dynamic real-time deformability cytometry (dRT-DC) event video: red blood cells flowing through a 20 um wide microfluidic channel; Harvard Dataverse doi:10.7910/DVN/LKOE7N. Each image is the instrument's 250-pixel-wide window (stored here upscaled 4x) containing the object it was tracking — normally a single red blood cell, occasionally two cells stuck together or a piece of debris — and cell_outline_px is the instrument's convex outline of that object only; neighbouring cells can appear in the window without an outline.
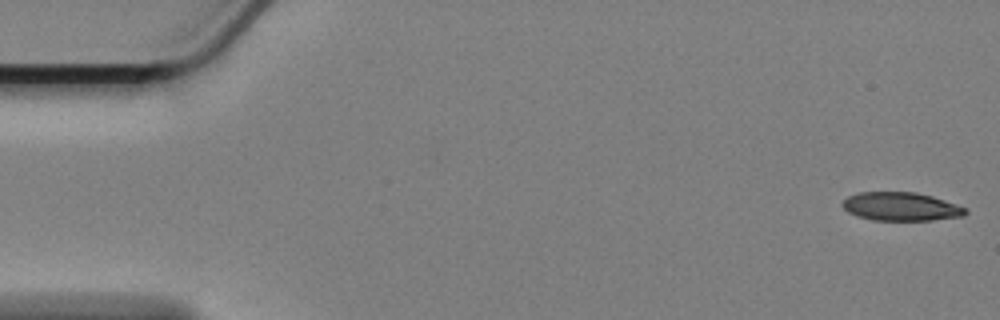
{"species": "Egyptian fruit bat (a non-hibernating species)", "species_latin": "Rousettus aegyptiacus", "temperature_condition": "cold", "stored_images_in_passage": 53, "camera_frame_rate_fps": 3000, "um_per_image_px": 0.085, "animal": {"sex": "female"}, "frame": {"image": 1, "passage_image": 1, "time_ms": 0.0, "image_size_px": [1000, 320], "cell_outline_px": [[968, 212], [964, 216], [932, 220], [872, 220], [856, 216], [848, 212], [840, 204], [848, 196], [860, 192], [916, 192], [932, 196], [968, 208]], "centroid_in_image_um": [76.59, 17.56], "position_along_channel_um": 8.4, "area_um2": 20.52}}
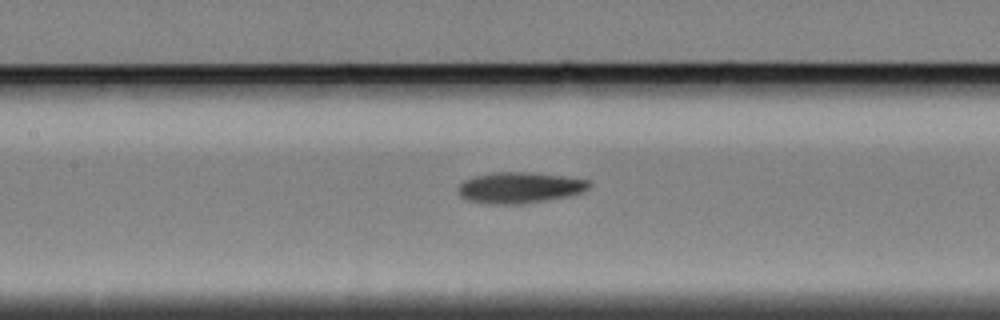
{"frame": {"image": 2, "passage_image": 26, "time_ms": 8.333, "image_size_px": [1000, 320], "cell_outline_px": [[592, 184], [584, 192], [572, 196], [524, 204], [488, 204], [468, 200], [460, 196], [460, 184], [464, 180], [476, 176], [492, 172], [528, 172], [560, 176], [588, 180]], "centroid_in_image_um": [44.21, 15.96], "position_along_channel_um": 163.2, "area_um2": 23.7}}
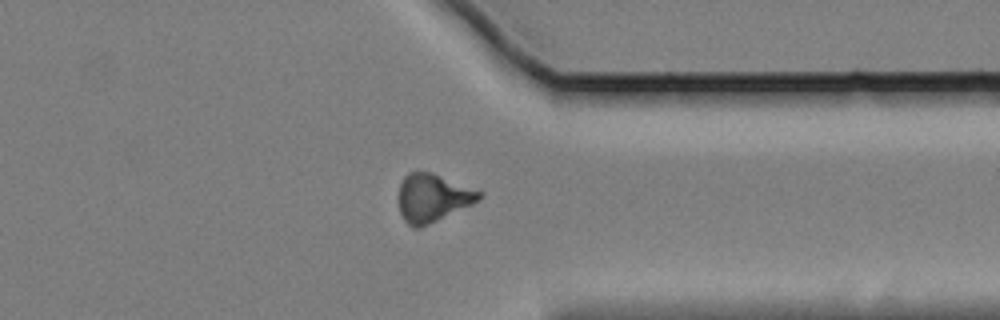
{"frame": {"image": 3, "passage_image": 45, "time_ms": 14.667, "image_size_px": [1000, 320], "cell_outline_px": [[484, 192], [472, 204], [420, 228], [412, 228], [404, 220], [400, 212], [400, 184], [404, 176], [408, 172], [428, 172], [440, 176]], "centroid_in_image_um": [36.75, 16.83], "position_along_channel_um": 374.6, "area_um2": 22.02}}